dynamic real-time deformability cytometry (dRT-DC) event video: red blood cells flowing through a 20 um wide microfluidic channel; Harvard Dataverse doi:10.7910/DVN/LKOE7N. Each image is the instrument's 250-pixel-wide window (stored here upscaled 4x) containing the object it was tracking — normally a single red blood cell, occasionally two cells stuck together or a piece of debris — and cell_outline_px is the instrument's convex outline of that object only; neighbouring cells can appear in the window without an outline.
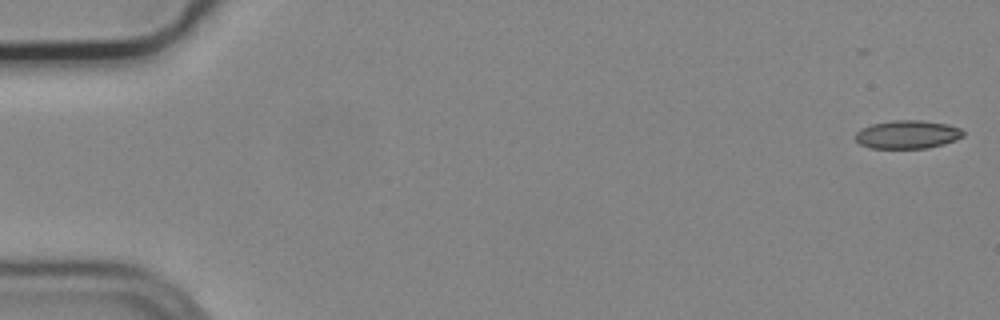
{"species": "common noctule bat (a hibernating species)", "species_latin": "Nyctalus noctula", "temperature_condition": "cold", "stored_images_in_passage": 5, "camera_frame_rate_fps": 3000, "um_per_image_px": 0.085, "animal": {"sex": "male", "body_mass_g": 19.2, "forearm_length_mm": 51.8}, "frame": {"image": 1, "passage_image": 1, "time_ms": 0.0, "image_size_px": [1000, 320], "cell_outline_px": [[964, 136], [944, 144], [928, 148], [868, 148], [860, 144], [856, 140], [856, 132], [872, 124], [892, 120], [920, 120], [948, 124], [960, 128], [964, 132]], "centroid_in_image_um": [77.15, 11.43], "position_along_channel_um": 7.9, "area_um2": 17.74}}
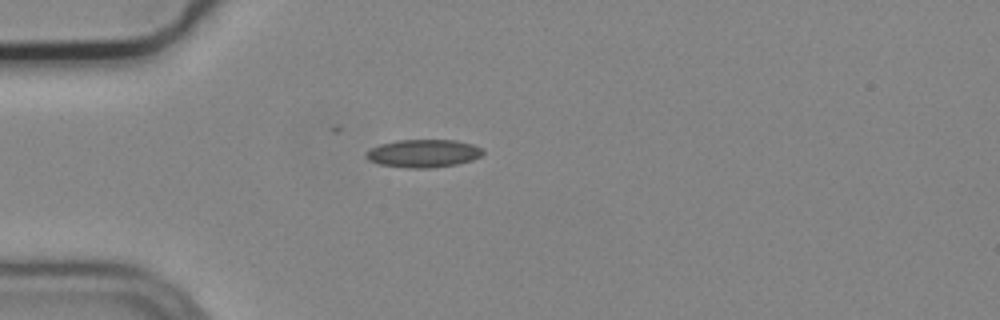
{"frame": {"image": 2, "passage_image": 4, "time_ms": 1.0, "image_size_px": [1000, 320], "cell_outline_px": [[484, 152], [480, 156], [472, 160], [456, 164], [432, 168], [404, 168], [380, 164], [368, 160], [364, 156], [372, 148], [380, 144], [396, 140], [456, 140], [472, 144], [480, 148]], "centroid_in_image_um": [35.97, 13.04], "position_along_channel_um": 49.0, "area_um2": 18.96}}